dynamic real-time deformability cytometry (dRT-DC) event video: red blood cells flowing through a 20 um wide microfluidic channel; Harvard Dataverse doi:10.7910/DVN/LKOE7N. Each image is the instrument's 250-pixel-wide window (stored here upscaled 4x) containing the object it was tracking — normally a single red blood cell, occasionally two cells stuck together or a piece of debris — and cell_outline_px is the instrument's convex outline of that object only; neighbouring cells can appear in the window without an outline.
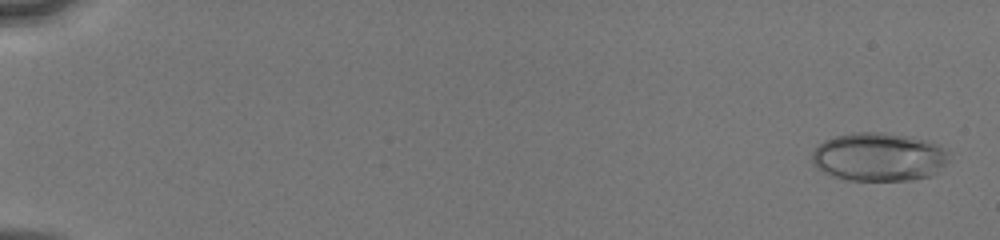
{"species": "human", "species_latin": "Homo sapiens", "temperature_condition": "cold", "stored_images_in_passage": 13, "camera_frame_rate_fps": 3000, "um_per_image_px": 0.085, "donor": {"sex": "male"}, "frame": {"image": 1, "passage_image": 1, "time_ms": 0.0, "image_size_px": [1000, 240], "cell_outline_px": [[952, 152], [948, 160], [932, 176], [912, 180], [848, 180], [824, 172], [816, 168], [812, 164], [812, 152], [824, 140], [836, 136], [852, 132], [884, 132], [928, 140]], "centroid_in_image_um": [74.72, 13.33], "position_along_channel_um": 10.3, "area_um2": 38.84}}
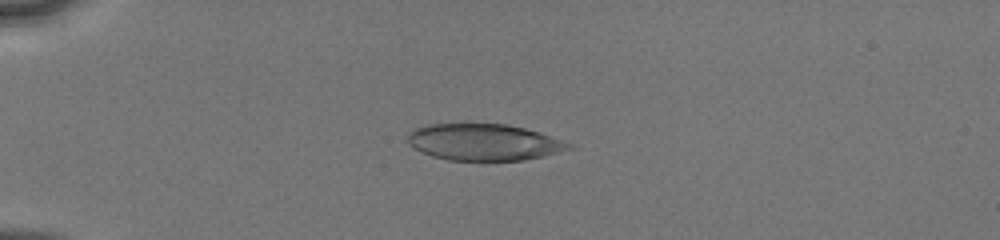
{"frame": {"image": 2, "passage_image": 8, "time_ms": 4.333, "image_size_px": [1000, 240], "cell_outline_px": [[576, 148], [524, 160], [448, 160], [432, 156], [420, 152], [408, 144], [408, 136], [412, 128], [428, 124], [508, 124], [524, 128], [572, 144]], "centroid_in_image_um": [41.08, 12.09], "position_along_channel_um": 43.9, "area_um2": 34.16}}
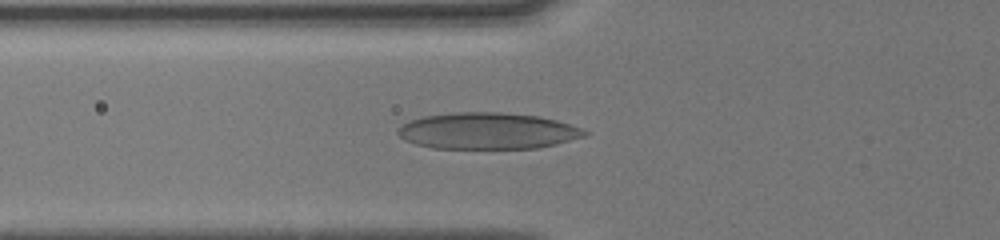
{"frame": {"image": 3, "passage_image": 12, "time_ms": 6.333, "image_size_px": [1000, 240], "cell_outline_px": [[588, 136], [540, 148], [432, 148], [416, 144], [404, 140], [396, 132], [396, 128], [400, 124], [424, 116], [456, 112], [504, 112], [540, 116], [556, 120], [580, 128], [588, 132]], "centroid_in_image_um": [41.44, 11.12], "position_along_channel_um": 84.4, "area_um2": 39.82}}